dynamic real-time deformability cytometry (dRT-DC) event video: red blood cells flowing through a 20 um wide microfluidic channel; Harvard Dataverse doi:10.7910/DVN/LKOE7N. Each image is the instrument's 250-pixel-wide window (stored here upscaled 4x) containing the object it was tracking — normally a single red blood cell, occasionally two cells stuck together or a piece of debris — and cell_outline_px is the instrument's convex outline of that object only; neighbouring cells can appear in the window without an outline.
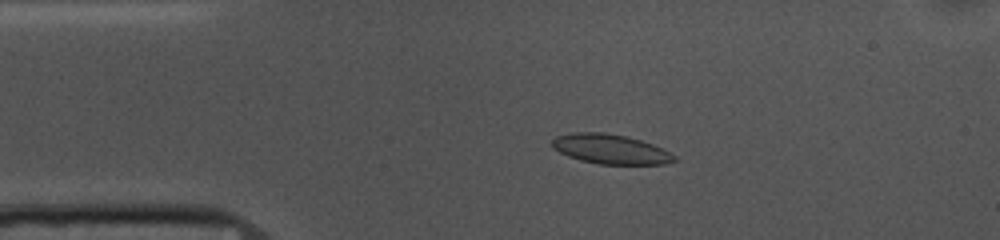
{"species": "common noctule bat (a hibernating species)", "species_latin": "Nyctalus noctula", "temperature_condition": "cold", "stored_images_in_passage": 53, "camera_frame_rate_fps": 3000, "um_per_image_px": 0.085, "animal": {"sex": "female", "body_mass_g": 10.0, "forearm_length_mm": 53.1}, "frame": {"image": 1, "passage_image": 10, "time_ms": 3.0, "image_size_px": [1000, 240], "cell_outline_px": [[676, 160], [664, 164], [600, 164], [580, 160], [568, 156], [552, 148], [552, 140], [556, 136], [576, 132], [604, 132], [628, 136], [652, 144], [676, 156]], "centroid_in_image_um": [51.86, 12.67], "position_along_channel_um": 33.1, "area_um2": 20.98}}
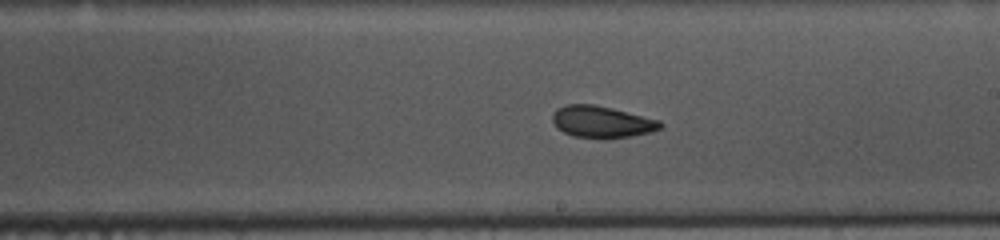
{"frame": {"image": 2, "passage_image": 29, "time_ms": 9.333, "image_size_px": [1000, 240], "cell_outline_px": [[664, 124], [660, 128], [652, 132], [632, 136], [604, 140], [572, 136], [556, 128], [552, 120], [552, 112], [556, 108], [564, 104], [592, 104], [612, 108], [660, 120]], "centroid_in_image_um": [51.13, 10.37], "position_along_channel_um": 237.9, "area_um2": 20.46}}
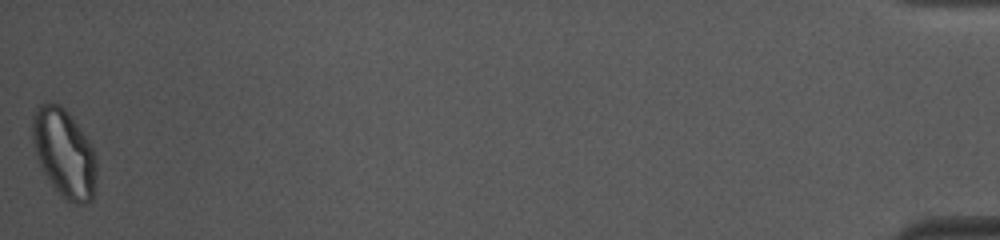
{"frame": {"image": 3, "passage_image": 53, "time_ms": 17.333, "image_size_px": [1000, 240], "cell_outline_px": [[96, 176], [92, 200], [84, 204], [76, 204], [68, 200], [52, 184], [44, 172], [40, 164], [32, 140], [32, 116], [36, 108], [44, 100], [60, 104], [68, 112], [80, 128], [92, 148], [96, 156]], "centroid_in_image_um": [5.45, 12.96], "position_along_channel_um": 429.8, "area_um2": 32.66}, "authors_computed_cell_mechanics": {"area_um2": 20.6346, "velocity_mm_per_s": 3.6959, "shape_relaxation_time_tau1_ms": 6.7707, "shape_relaxation_time_tau2_ms": 1.7597, "deformation_change_tau1": 0.1486, "deformation_change_tau2": 0.0631}}